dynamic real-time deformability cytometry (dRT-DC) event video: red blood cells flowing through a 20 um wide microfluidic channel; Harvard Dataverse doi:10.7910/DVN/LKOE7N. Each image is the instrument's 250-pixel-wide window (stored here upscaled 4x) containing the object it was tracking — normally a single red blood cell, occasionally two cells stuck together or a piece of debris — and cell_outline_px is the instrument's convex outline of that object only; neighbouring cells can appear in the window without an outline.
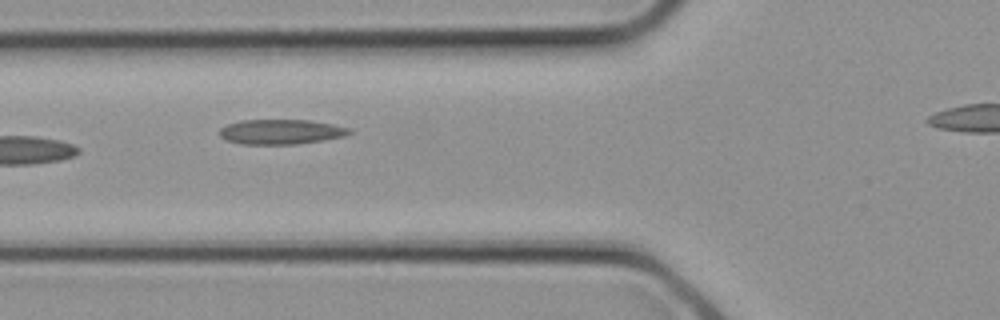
{"species": "common noctule bat (a hibernating species)", "species_latin": "Nyctalus noctula", "temperature_condition": "cold", "stored_images_in_passage": 4, "camera_frame_rate_fps": 3000, "um_per_image_px": 0.085, "animal": {"sex": "female", "body_mass_g": 21.9}, "frame": {"image": 1, "passage_image": 3, "time_ms": 0.667, "image_size_px": [1000, 320], "cell_outline_px": [[352, 132], [344, 136], [324, 140], [296, 144], [240, 144], [228, 140], [220, 136], [220, 128], [228, 124], [240, 120], [308, 120], [332, 124], [352, 128]], "centroid_in_image_um": [23.9, 11.2], "position_along_channel_um": 101.9, "area_um2": 18.79}}